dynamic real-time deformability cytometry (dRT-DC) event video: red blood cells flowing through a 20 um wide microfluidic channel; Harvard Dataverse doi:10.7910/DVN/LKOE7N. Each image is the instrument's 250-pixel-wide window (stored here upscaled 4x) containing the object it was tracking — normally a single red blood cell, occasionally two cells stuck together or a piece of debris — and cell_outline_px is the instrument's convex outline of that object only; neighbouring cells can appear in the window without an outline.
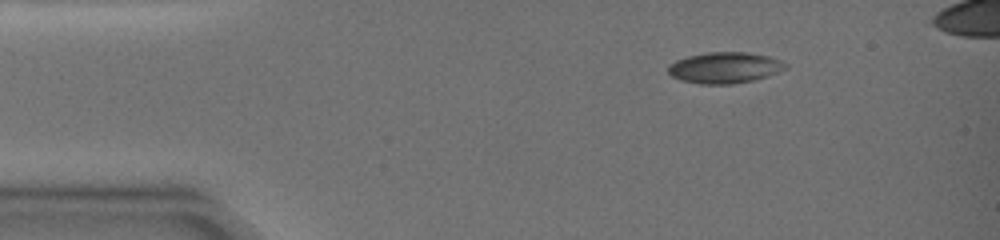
{"species": "common noctule bat (a hibernating species)", "species_latin": "Nyctalus noctula", "temperature_condition": "warm", "stored_images_in_passage": 14, "camera_frame_rate_fps": 3000, "um_per_image_px": 0.085, "animal": {"sex": "female", "body_mass_g": 19.0, "forearm_length_mm": 51.5}, "frame": {"image": 1, "passage_image": 1, "time_ms": 0.0, "image_size_px": [1000, 240], "cell_outline_px": [[788, 68], [768, 76], [752, 80], [732, 84], [700, 84], [680, 80], [672, 76], [668, 72], [668, 64], [676, 60], [688, 56], [708, 52], [748, 52], [768, 56], [780, 60], [788, 64]], "centroid_in_image_um": [61.6, 5.75], "position_along_channel_um": 23.4, "area_um2": 21.33}}